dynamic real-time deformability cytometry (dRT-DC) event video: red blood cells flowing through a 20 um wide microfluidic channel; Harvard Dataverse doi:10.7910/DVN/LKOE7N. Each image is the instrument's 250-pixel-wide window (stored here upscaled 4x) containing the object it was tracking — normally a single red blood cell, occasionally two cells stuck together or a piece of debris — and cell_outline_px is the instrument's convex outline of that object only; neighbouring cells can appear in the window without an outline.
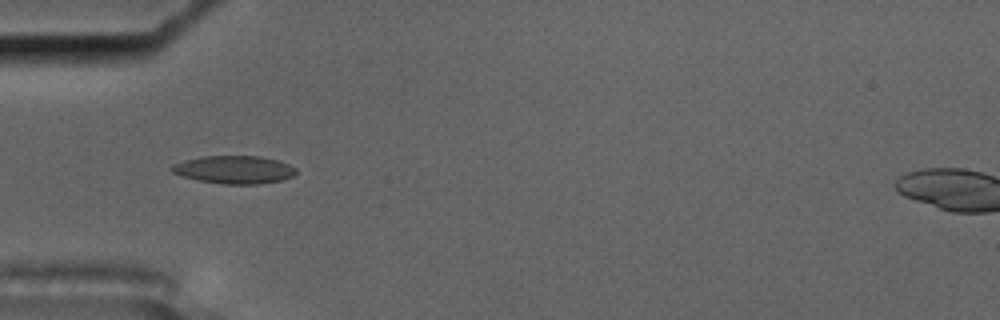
{"species": "common noctule bat (a hibernating species)", "species_latin": "Nyctalus noctula", "temperature_condition": "cold", "stored_images_in_passage": 46, "camera_frame_rate_fps": 3000, "um_per_image_px": 0.085, "animal": {"sex": "male", "body_mass_g": 17.5, "forearm_length_mm": 52.3}, "frame": {"image": 1, "passage_image": 7, "time_ms": 2.0, "image_size_px": [1000, 320], "cell_outline_px": [[296, 172], [292, 176], [280, 180], [260, 184], [224, 184], [196, 180], [172, 172], [168, 168], [172, 164], [184, 160], [200, 156], [260, 156], [276, 160], [288, 164], [296, 168]], "centroid_in_image_um": [19.86, 14.42], "position_along_channel_um": 65.1, "area_um2": 20.23}}
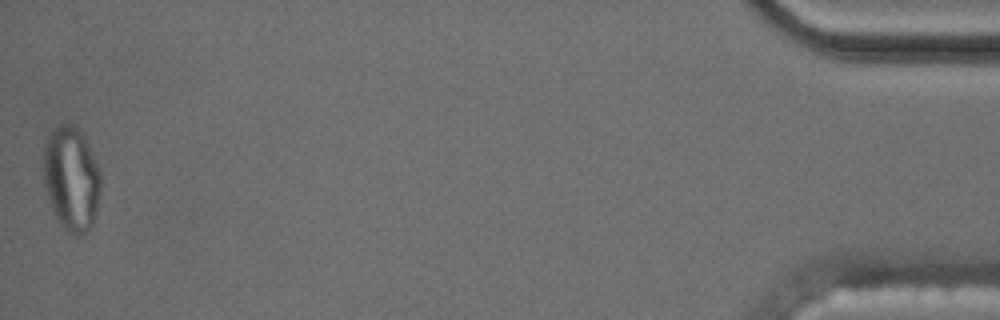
{"frame": {"image": 2, "passage_image": 46, "time_ms": 15.0, "image_size_px": [1000, 320], "cell_outline_px": [[100, 192], [92, 224], [84, 232], [68, 232], [60, 224], [52, 208], [44, 184], [44, 140], [60, 124], [76, 124], [84, 136], [100, 172]], "centroid_in_image_um": [6.05, 15.12], "position_along_channel_um": 429.1, "area_um2": 34.1}, "authors_computed_cell_mechanics": {"area_um2": 19.7676, "velocity_mm_per_s": 3.5144, "shape_relaxation_time_tau1_ms": null, "shape_relaxation_time_tau2_ms": 2.161, "deformation_change_tau1": null, "deformation_change_tau2": 0.0848}}